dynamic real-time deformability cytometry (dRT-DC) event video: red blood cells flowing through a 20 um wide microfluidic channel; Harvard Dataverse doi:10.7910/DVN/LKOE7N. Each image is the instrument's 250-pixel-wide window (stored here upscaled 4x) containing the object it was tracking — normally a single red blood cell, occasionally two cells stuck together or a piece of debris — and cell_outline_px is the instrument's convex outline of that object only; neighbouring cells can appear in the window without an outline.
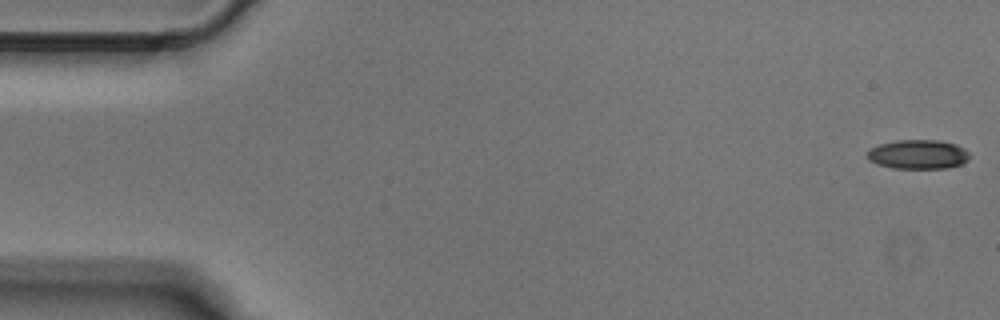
{"species": "Egyptian fruit bat (a non-hibernating species)", "species_latin": "Rousettus aegyptiacus", "temperature_condition": "cold", "stored_images_in_passage": 7, "camera_frame_rate_fps": 3000, "um_per_image_px": 0.085, "animal": {"sex": "male"}, "frame": {"image": 1, "passage_image": 1, "time_ms": 0.0, "image_size_px": [1000, 320], "cell_outline_px": [[968, 160], [960, 164], [948, 168], [892, 168], [876, 164], [868, 160], [868, 152], [872, 148], [880, 144], [896, 140], [940, 140], [956, 144], [964, 148], [968, 152]], "centroid_in_image_um": [78.04, 13.12], "position_along_channel_um": 7.0, "area_um2": 17.4}}
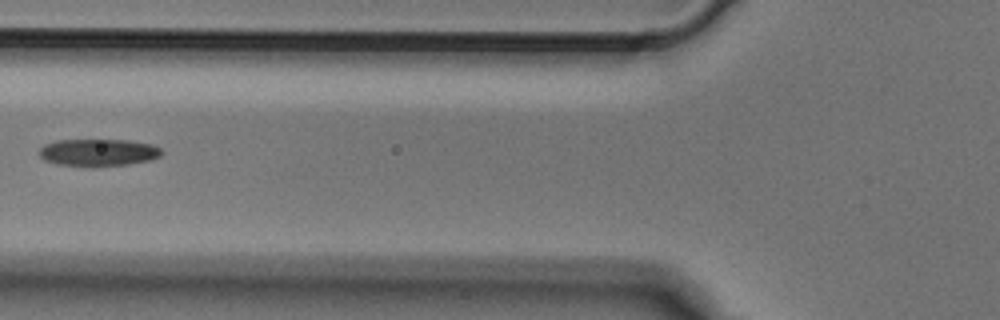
{"frame": {"image": 2, "passage_image": 6, "time_ms": 1.667, "image_size_px": [1000, 320], "cell_outline_px": [[164, 152], [160, 156], [148, 160], [128, 164], [92, 168], [56, 164], [44, 160], [40, 156], [40, 148], [44, 144], [56, 140], [128, 140], [152, 144], [160, 148]], "centroid_in_image_um": [8.34, 12.98], "position_along_channel_um": 117.5, "area_um2": 19.77}}
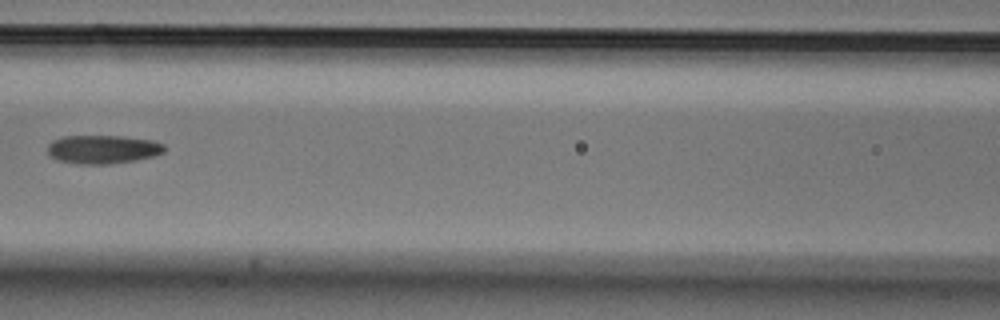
{"frame": {"image": 3, "passage_image": 7, "time_ms": 2.0, "image_size_px": [1000, 320], "cell_outline_px": [[164, 152], [152, 156], [136, 160], [108, 164], [76, 164], [56, 160], [48, 152], [48, 144], [52, 140], [64, 136], [120, 136], [152, 140], [164, 144]], "centroid_in_image_um": [8.71, 12.69], "position_along_channel_um": 157.9, "area_um2": 19.42}}